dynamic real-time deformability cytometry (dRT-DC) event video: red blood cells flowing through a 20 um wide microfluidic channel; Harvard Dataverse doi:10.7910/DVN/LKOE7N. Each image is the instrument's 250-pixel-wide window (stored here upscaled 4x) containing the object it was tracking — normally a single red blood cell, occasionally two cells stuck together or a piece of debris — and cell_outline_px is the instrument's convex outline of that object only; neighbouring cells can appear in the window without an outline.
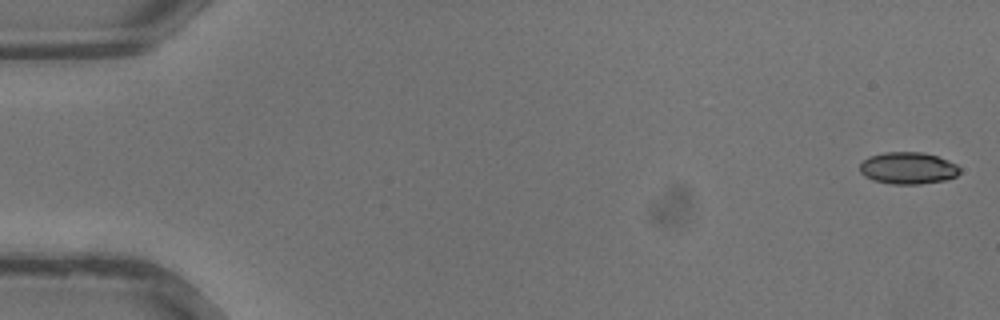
{"species": "common noctule bat (a hibernating species)", "species_latin": "Nyctalus noctula", "temperature_condition": "warm", "stored_images_in_passage": 12, "camera_frame_rate_fps": 3000, "um_per_image_px": 0.085, "animal": {"sex": "male", "body_mass_g": 13.3}, "frame": {"image": 1, "passage_image": 1, "time_ms": 0.0, "image_size_px": [1000, 320], "cell_outline_px": [[960, 172], [956, 176], [944, 180], [920, 184], [892, 184], [872, 180], [864, 176], [860, 172], [860, 164], [868, 156], [884, 152], [924, 152], [948, 160], [956, 164], [960, 168]], "centroid_in_image_um": [77.16, 14.29], "position_along_channel_um": 7.8, "area_um2": 18.67}}
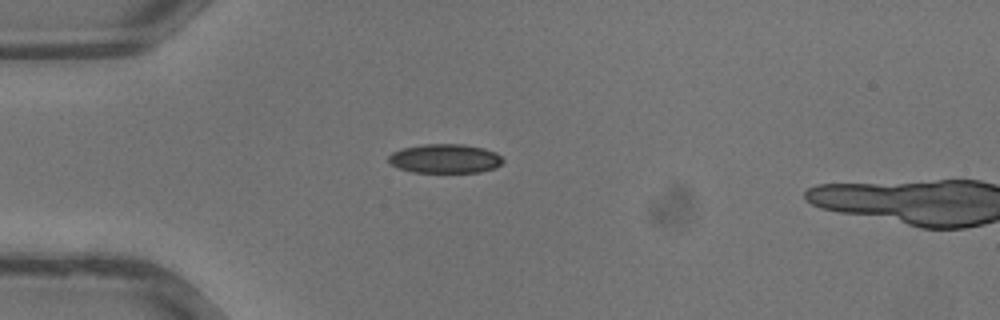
{"frame": {"image": 2, "passage_image": 10, "time_ms": 3.0, "image_size_px": [1000, 320], "cell_outline_px": [[504, 160], [496, 168], [480, 172], [412, 172], [400, 168], [392, 164], [388, 160], [388, 156], [392, 152], [400, 148], [424, 144], [464, 144], [484, 148], [496, 152]], "centroid_in_image_um": [37.83, 13.47], "position_along_channel_um": 47.2, "area_um2": 19.48}}